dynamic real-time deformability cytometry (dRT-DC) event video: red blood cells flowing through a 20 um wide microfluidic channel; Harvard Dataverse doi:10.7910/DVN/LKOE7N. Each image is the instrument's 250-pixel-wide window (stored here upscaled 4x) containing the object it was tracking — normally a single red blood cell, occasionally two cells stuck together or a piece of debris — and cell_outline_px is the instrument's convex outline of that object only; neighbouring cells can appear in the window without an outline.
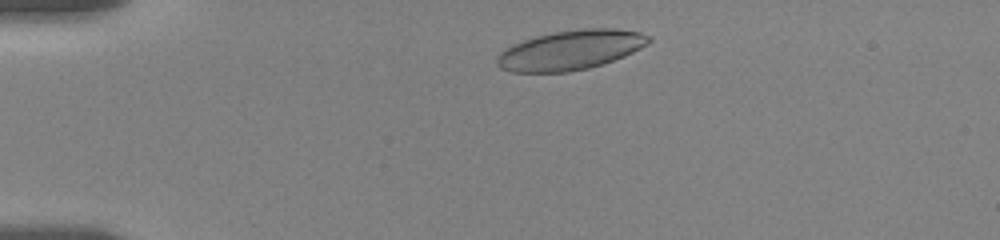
{"species": "human", "species_latin": "Homo sapiens", "temperature_condition": "room temperature", "stored_images_in_passage": 42, "camera_frame_rate_fps": 3000, "um_per_image_px": 0.085, "donor": {"sex": "female"}, "frame": {"image": 1, "passage_image": 2, "time_ms": 0.333, "image_size_px": [1000, 240], "cell_outline_px": [[652, 40], [648, 44], [624, 56], [588, 68], [568, 72], [512, 72], [500, 68], [496, 64], [496, 56], [500, 52], [512, 44], [536, 36], [552, 32], [580, 28], [612, 28], [640, 32], [652, 36]], "centroid_in_image_um": [48.48, 4.24], "position_along_channel_um": 36.5, "area_um2": 35.08}}
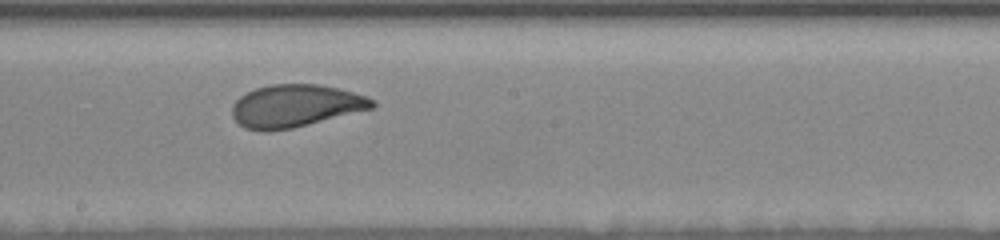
{"frame": {"image": 2, "passage_image": 22, "time_ms": 7.0, "image_size_px": [1000, 240], "cell_outline_px": [[376, 104], [372, 108], [292, 128], [268, 132], [264, 132], [244, 128], [232, 116], [232, 104], [240, 96], [256, 88], [272, 84], [316, 84], [336, 88], [352, 92], [376, 100]], "centroid_in_image_um": [25.07, 9.01], "position_along_channel_um": 223.1, "area_um2": 34.45}}
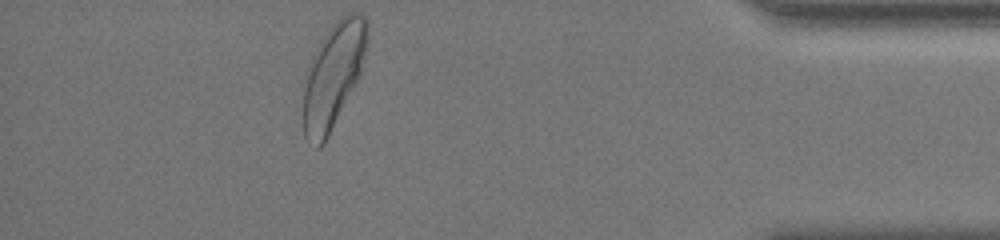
{"frame": {"image": 3, "passage_image": 41, "time_ms": 13.333, "image_size_px": [1000, 240], "cell_outline_px": [[368, 44], [360, 76], [324, 144], [320, 148], [316, 148], [304, 136], [304, 88], [308, 64], [320, 40], [332, 24], [344, 12], [360, 12], [368, 20]], "centroid_in_image_um": [28.36, 6.34], "position_along_channel_um": 406.8, "area_um2": 39.54}, "authors_computed_cell_mechanics": {"area_um2": 35.2291, "velocity_mm_per_s": 3.5251, "shape_relaxation_time_tau1_ms": 3.7027, "shape_relaxation_time_tau2_ms": 0.904, "deformation_change_tau1": 0.1528, "deformation_change_tau2": 0.0687}}